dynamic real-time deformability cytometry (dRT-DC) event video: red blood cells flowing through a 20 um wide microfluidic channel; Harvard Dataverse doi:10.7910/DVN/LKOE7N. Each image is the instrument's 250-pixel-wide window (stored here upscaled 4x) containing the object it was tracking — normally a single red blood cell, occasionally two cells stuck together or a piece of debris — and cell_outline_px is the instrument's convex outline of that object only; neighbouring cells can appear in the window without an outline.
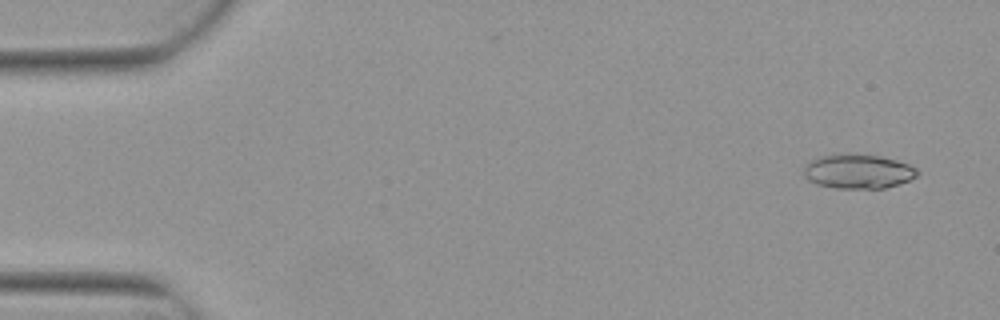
{"species": "Egyptian fruit bat (a non-hibernating species)", "species_latin": "Rousettus aegyptiacus", "temperature_condition": "warm", "stored_images_in_passage": 7, "camera_frame_rate_fps": 3000, "um_per_image_px": 0.085, "animal": {"sex": "female"}, "frame": {"image": 1, "passage_image": 1, "time_ms": 0.0, "image_size_px": [1000, 320], "cell_outline_px": [[920, 172], [916, 176], [908, 180], [884, 188], [832, 188], [816, 184], [808, 180], [804, 176], [804, 168], [808, 160], [820, 156], [840, 152], [880, 156], [896, 160], [908, 164], [916, 168]], "centroid_in_image_um": [72.88, 14.55], "position_along_channel_um": 12.1, "area_um2": 23.0}}
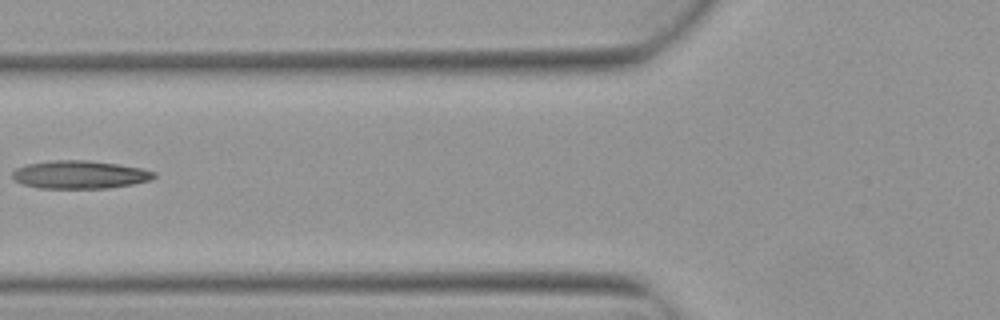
{"frame": {"image": 2, "passage_image": 6, "time_ms": 1.667, "image_size_px": [1000, 320], "cell_outline_px": [[156, 176], [152, 180], [132, 184], [108, 188], [40, 188], [24, 184], [16, 180], [12, 176], [12, 172], [16, 168], [24, 164], [52, 160], [88, 160], [116, 164], [140, 168], [156, 172]], "centroid_in_image_um": [6.78, 14.84], "position_along_channel_um": 119.0, "area_um2": 23.12}}
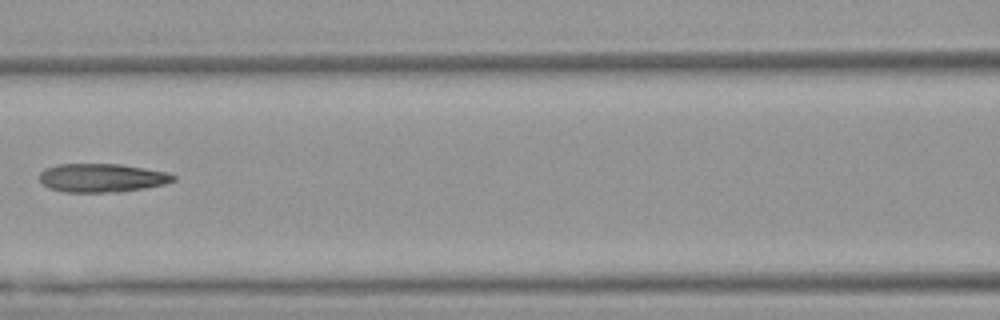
{"frame": {"image": 3, "passage_image": 7, "time_ms": 2.0, "image_size_px": [1000, 320], "cell_outline_px": [[176, 180], [164, 184], [144, 188], [116, 192], [64, 192], [48, 188], [40, 180], [40, 172], [44, 168], [56, 164], [120, 164], [168, 172], [176, 176]], "centroid_in_image_um": [8.65, 15.11], "position_along_channel_um": 158.0, "area_um2": 22.37}}